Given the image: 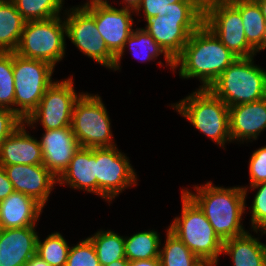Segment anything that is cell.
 Wrapping results in <instances>:
<instances>
[{"label":"cell","instance_id":"1","mask_svg":"<svg viewBox=\"0 0 266 266\" xmlns=\"http://www.w3.org/2000/svg\"><path fill=\"white\" fill-rule=\"evenodd\" d=\"M237 58L203 23L174 59V70L180 67V78H196L202 84L199 88L208 89Z\"/></svg>","mask_w":266,"mask_h":266},{"label":"cell","instance_id":"2","mask_svg":"<svg viewBox=\"0 0 266 266\" xmlns=\"http://www.w3.org/2000/svg\"><path fill=\"white\" fill-rule=\"evenodd\" d=\"M248 187L225 188L209 181L204 185H195L196 193L188 188L182 190L204 212L215 233L224 242L248 232L241 223L243 213L247 208Z\"/></svg>","mask_w":266,"mask_h":266},{"label":"cell","instance_id":"3","mask_svg":"<svg viewBox=\"0 0 266 266\" xmlns=\"http://www.w3.org/2000/svg\"><path fill=\"white\" fill-rule=\"evenodd\" d=\"M205 0H183L169 4L164 16H155L143 28L174 60L189 36L204 23Z\"/></svg>","mask_w":266,"mask_h":266},{"label":"cell","instance_id":"4","mask_svg":"<svg viewBox=\"0 0 266 266\" xmlns=\"http://www.w3.org/2000/svg\"><path fill=\"white\" fill-rule=\"evenodd\" d=\"M181 195V216L175 217L168 228L207 266H216L223 241L198 205L183 190Z\"/></svg>","mask_w":266,"mask_h":266},{"label":"cell","instance_id":"5","mask_svg":"<svg viewBox=\"0 0 266 266\" xmlns=\"http://www.w3.org/2000/svg\"><path fill=\"white\" fill-rule=\"evenodd\" d=\"M171 107L217 145L225 149L232 142L229 107L209 89L198 88Z\"/></svg>","mask_w":266,"mask_h":266},{"label":"cell","instance_id":"6","mask_svg":"<svg viewBox=\"0 0 266 266\" xmlns=\"http://www.w3.org/2000/svg\"><path fill=\"white\" fill-rule=\"evenodd\" d=\"M254 62V56L237 58L208 89L228 107L264 99L266 70Z\"/></svg>","mask_w":266,"mask_h":266},{"label":"cell","instance_id":"7","mask_svg":"<svg viewBox=\"0 0 266 266\" xmlns=\"http://www.w3.org/2000/svg\"><path fill=\"white\" fill-rule=\"evenodd\" d=\"M55 67L43 60L28 59L13 52L14 112L25 121L54 82Z\"/></svg>","mask_w":266,"mask_h":266},{"label":"cell","instance_id":"8","mask_svg":"<svg viewBox=\"0 0 266 266\" xmlns=\"http://www.w3.org/2000/svg\"><path fill=\"white\" fill-rule=\"evenodd\" d=\"M65 37L66 25L62 16L27 21L14 52L24 58L46 61L55 67L65 55Z\"/></svg>","mask_w":266,"mask_h":266},{"label":"cell","instance_id":"9","mask_svg":"<svg viewBox=\"0 0 266 266\" xmlns=\"http://www.w3.org/2000/svg\"><path fill=\"white\" fill-rule=\"evenodd\" d=\"M110 121L108 111L98 94L83 92L75 102L71 127L81 147L117 146L112 139Z\"/></svg>","mask_w":266,"mask_h":266},{"label":"cell","instance_id":"10","mask_svg":"<svg viewBox=\"0 0 266 266\" xmlns=\"http://www.w3.org/2000/svg\"><path fill=\"white\" fill-rule=\"evenodd\" d=\"M204 24L238 58L256 56L246 40L241 14L228 0H205Z\"/></svg>","mask_w":266,"mask_h":266},{"label":"cell","instance_id":"11","mask_svg":"<svg viewBox=\"0 0 266 266\" xmlns=\"http://www.w3.org/2000/svg\"><path fill=\"white\" fill-rule=\"evenodd\" d=\"M83 92L76 93L73 78L54 81L44 93L39 105L24 121L28 127L34 129L39 122L43 130L71 127L75 102Z\"/></svg>","mask_w":266,"mask_h":266},{"label":"cell","instance_id":"12","mask_svg":"<svg viewBox=\"0 0 266 266\" xmlns=\"http://www.w3.org/2000/svg\"><path fill=\"white\" fill-rule=\"evenodd\" d=\"M95 177L96 195L109 203L138 182L129 157L116 146L96 148Z\"/></svg>","mask_w":266,"mask_h":266},{"label":"cell","instance_id":"13","mask_svg":"<svg viewBox=\"0 0 266 266\" xmlns=\"http://www.w3.org/2000/svg\"><path fill=\"white\" fill-rule=\"evenodd\" d=\"M65 10L66 36L71 42L95 62L113 70L115 56L108 50L96 28L95 18L81 5ZM67 14V15H66ZM66 19V20H65Z\"/></svg>","mask_w":266,"mask_h":266},{"label":"cell","instance_id":"14","mask_svg":"<svg viewBox=\"0 0 266 266\" xmlns=\"http://www.w3.org/2000/svg\"><path fill=\"white\" fill-rule=\"evenodd\" d=\"M94 18L108 50L116 57L133 31L134 10L115 8L108 2H94L82 5Z\"/></svg>","mask_w":266,"mask_h":266},{"label":"cell","instance_id":"15","mask_svg":"<svg viewBox=\"0 0 266 266\" xmlns=\"http://www.w3.org/2000/svg\"><path fill=\"white\" fill-rule=\"evenodd\" d=\"M14 191L30 196L43 207L48 203L57 178L43 165H9L2 166Z\"/></svg>","mask_w":266,"mask_h":266},{"label":"cell","instance_id":"16","mask_svg":"<svg viewBox=\"0 0 266 266\" xmlns=\"http://www.w3.org/2000/svg\"><path fill=\"white\" fill-rule=\"evenodd\" d=\"M43 165L58 179L81 147L72 127L45 130L39 140Z\"/></svg>","mask_w":266,"mask_h":266},{"label":"cell","instance_id":"17","mask_svg":"<svg viewBox=\"0 0 266 266\" xmlns=\"http://www.w3.org/2000/svg\"><path fill=\"white\" fill-rule=\"evenodd\" d=\"M266 129V97L229 107L231 141H255ZM252 139V140H251Z\"/></svg>","mask_w":266,"mask_h":266},{"label":"cell","instance_id":"18","mask_svg":"<svg viewBox=\"0 0 266 266\" xmlns=\"http://www.w3.org/2000/svg\"><path fill=\"white\" fill-rule=\"evenodd\" d=\"M35 226L0 229V266H25L36 254Z\"/></svg>","mask_w":266,"mask_h":266},{"label":"cell","instance_id":"19","mask_svg":"<svg viewBox=\"0 0 266 266\" xmlns=\"http://www.w3.org/2000/svg\"><path fill=\"white\" fill-rule=\"evenodd\" d=\"M21 125L0 145V166L43 164V153L37 138ZM28 132V133H27Z\"/></svg>","mask_w":266,"mask_h":266},{"label":"cell","instance_id":"20","mask_svg":"<svg viewBox=\"0 0 266 266\" xmlns=\"http://www.w3.org/2000/svg\"><path fill=\"white\" fill-rule=\"evenodd\" d=\"M43 208L32 197L14 191L0 201V229L37 226Z\"/></svg>","mask_w":266,"mask_h":266},{"label":"cell","instance_id":"21","mask_svg":"<svg viewBox=\"0 0 266 266\" xmlns=\"http://www.w3.org/2000/svg\"><path fill=\"white\" fill-rule=\"evenodd\" d=\"M95 163L96 148L80 147L57 183L96 194Z\"/></svg>","mask_w":266,"mask_h":266},{"label":"cell","instance_id":"22","mask_svg":"<svg viewBox=\"0 0 266 266\" xmlns=\"http://www.w3.org/2000/svg\"><path fill=\"white\" fill-rule=\"evenodd\" d=\"M222 254L230 256L232 266H266V244L249 231L224 241Z\"/></svg>","mask_w":266,"mask_h":266},{"label":"cell","instance_id":"23","mask_svg":"<svg viewBox=\"0 0 266 266\" xmlns=\"http://www.w3.org/2000/svg\"><path fill=\"white\" fill-rule=\"evenodd\" d=\"M241 14L248 44L256 51L266 49V21L255 0H228Z\"/></svg>","mask_w":266,"mask_h":266},{"label":"cell","instance_id":"24","mask_svg":"<svg viewBox=\"0 0 266 266\" xmlns=\"http://www.w3.org/2000/svg\"><path fill=\"white\" fill-rule=\"evenodd\" d=\"M128 45V46H127ZM130 48L129 52L133 54L138 61H152L157 59L160 54H164L165 62L170 69L174 71V60L162 49V47L149 35L143 28L133 29L132 34L126 40L123 50L115 57V64L113 71L120 68L121 59L124 55L125 49Z\"/></svg>","mask_w":266,"mask_h":266},{"label":"cell","instance_id":"25","mask_svg":"<svg viewBox=\"0 0 266 266\" xmlns=\"http://www.w3.org/2000/svg\"><path fill=\"white\" fill-rule=\"evenodd\" d=\"M25 22L12 0H0V52L16 50Z\"/></svg>","mask_w":266,"mask_h":266},{"label":"cell","instance_id":"26","mask_svg":"<svg viewBox=\"0 0 266 266\" xmlns=\"http://www.w3.org/2000/svg\"><path fill=\"white\" fill-rule=\"evenodd\" d=\"M125 256L131 262L159 258L161 239L155 230L138 232L130 237H124Z\"/></svg>","mask_w":266,"mask_h":266},{"label":"cell","instance_id":"27","mask_svg":"<svg viewBox=\"0 0 266 266\" xmlns=\"http://www.w3.org/2000/svg\"><path fill=\"white\" fill-rule=\"evenodd\" d=\"M166 241L160 248L161 266H207L167 228Z\"/></svg>","mask_w":266,"mask_h":266},{"label":"cell","instance_id":"28","mask_svg":"<svg viewBox=\"0 0 266 266\" xmlns=\"http://www.w3.org/2000/svg\"><path fill=\"white\" fill-rule=\"evenodd\" d=\"M88 238L93 243L100 266L126 258L124 236L111 230H99Z\"/></svg>","mask_w":266,"mask_h":266},{"label":"cell","instance_id":"29","mask_svg":"<svg viewBox=\"0 0 266 266\" xmlns=\"http://www.w3.org/2000/svg\"><path fill=\"white\" fill-rule=\"evenodd\" d=\"M17 11L27 21L47 20L60 16L64 0H12Z\"/></svg>","mask_w":266,"mask_h":266},{"label":"cell","instance_id":"30","mask_svg":"<svg viewBox=\"0 0 266 266\" xmlns=\"http://www.w3.org/2000/svg\"><path fill=\"white\" fill-rule=\"evenodd\" d=\"M70 246L63 235L53 232L44 241L38 235L36 254L50 266H65Z\"/></svg>","mask_w":266,"mask_h":266},{"label":"cell","instance_id":"31","mask_svg":"<svg viewBox=\"0 0 266 266\" xmlns=\"http://www.w3.org/2000/svg\"><path fill=\"white\" fill-rule=\"evenodd\" d=\"M13 52H0V107L14 111Z\"/></svg>","mask_w":266,"mask_h":266},{"label":"cell","instance_id":"32","mask_svg":"<svg viewBox=\"0 0 266 266\" xmlns=\"http://www.w3.org/2000/svg\"><path fill=\"white\" fill-rule=\"evenodd\" d=\"M255 190L256 194L252 201L251 207V229L258 234L261 232V236L266 235V182H261L249 187V189Z\"/></svg>","mask_w":266,"mask_h":266},{"label":"cell","instance_id":"33","mask_svg":"<svg viewBox=\"0 0 266 266\" xmlns=\"http://www.w3.org/2000/svg\"><path fill=\"white\" fill-rule=\"evenodd\" d=\"M65 266H100L93 243L88 237L70 247Z\"/></svg>","mask_w":266,"mask_h":266},{"label":"cell","instance_id":"34","mask_svg":"<svg viewBox=\"0 0 266 266\" xmlns=\"http://www.w3.org/2000/svg\"><path fill=\"white\" fill-rule=\"evenodd\" d=\"M250 185L266 182V145L254 150L249 159Z\"/></svg>","mask_w":266,"mask_h":266},{"label":"cell","instance_id":"35","mask_svg":"<svg viewBox=\"0 0 266 266\" xmlns=\"http://www.w3.org/2000/svg\"><path fill=\"white\" fill-rule=\"evenodd\" d=\"M183 0H141L140 5L134 11L140 14V11H143L144 20H148L155 16H164L169 9V4H174L177 2H181Z\"/></svg>","mask_w":266,"mask_h":266},{"label":"cell","instance_id":"36","mask_svg":"<svg viewBox=\"0 0 266 266\" xmlns=\"http://www.w3.org/2000/svg\"><path fill=\"white\" fill-rule=\"evenodd\" d=\"M23 122L12 110L0 107V145Z\"/></svg>","mask_w":266,"mask_h":266},{"label":"cell","instance_id":"37","mask_svg":"<svg viewBox=\"0 0 266 266\" xmlns=\"http://www.w3.org/2000/svg\"><path fill=\"white\" fill-rule=\"evenodd\" d=\"M12 192H14L11 181L2 166H0V201L6 199Z\"/></svg>","mask_w":266,"mask_h":266},{"label":"cell","instance_id":"38","mask_svg":"<svg viewBox=\"0 0 266 266\" xmlns=\"http://www.w3.org/2000/svg\"><path fill=\"white\" fill-rule=\"evenodd\" d=\"M129 266H161L160 258L135 260L129 262Z\"/></svg>","mask_w":266,"mask_h":266},{"label":"cell","instance_id":"39","mask_svg":"<svg viewBox=\"0 0 266 266\" xmlns=\"http://www.w3.org/2000/svg\"><path fill=\"white\" fill-rule=\"evenodd\" d=\"M25 266H50L46 261H44L39 255H33Z\"/></svg>","mask_w":266,"mask_h":266},{"label":"cell","instance_id":"40","mask_svg":"<svg viewBox=\"0 0 266 266\" xmlns=\"http://www.w3.org/2000/svg\"><path fill=\"white\" fill-rule=\"evenodd\" d=\"M124 3L123 8H128L132 10H136V8L140 5L141 0H122Z\"/></svg>","mask_w":266,"mask_h":266},{"label":"cell","instance_id":"41","mask_svg":"<svg viewBox=\"0 0 266 266\" xmlns=\"http://www.w3.org/2000/svg\"><path fill=\"white\" fill-rule=\"evenodd\" d=\"M106 266H129V261L126 258L119 259V260L111 262L110 264Z\"/></svg>","mask_w":266,"mask_h":266},{"label":"cell","instance_id":"42","mask_svg":"<svg viewBox=\"0 0 266 266\" xmlns=\"http://www.w3.org/2000/svg\"><path fill=\"white\" fill-rule=\"evenodd\" d=\"M258 5L260 6V9L262 11V15L265 18L266 21V0H255Z\"/></svg>","mask_w":266,"mask_h":266},{"label":"cell","instance_id":"43","mask_svg":"<svg viewBox=\"0 0 266 266\" xmlns=\"http://www.w3.org/2000/svg\"><path fill=\"white\" fill-rule=\"evenodd\" d=\"M94 2H109V0H88L87 2L83 3V5H87Z\"/></svg>","mask_w":266,"mask_h":266}]
</instances>
